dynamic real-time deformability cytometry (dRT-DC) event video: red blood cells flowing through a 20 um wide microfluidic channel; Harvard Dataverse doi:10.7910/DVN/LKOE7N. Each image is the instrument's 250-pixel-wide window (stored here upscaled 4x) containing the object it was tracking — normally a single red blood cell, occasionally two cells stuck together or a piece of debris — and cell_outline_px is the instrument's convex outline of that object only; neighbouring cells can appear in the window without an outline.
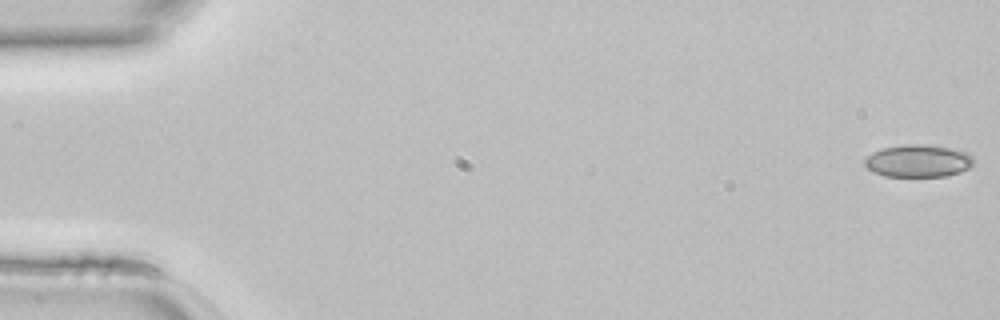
{"species": "common noctule bat (a hibernating species)", "species_latin": "Nyctalus noctula", "temperature_condition": "room temperature", "stored_images_in_passage": 46, "camera_frame_rate_fps": 3000, "um_per_image_px": 0.085, "animal": {"sex": "female", "body_mass_g": 22.7, "forearm_length_mm": 54.2}, "frame": {"image": 1, "passage_image": 1, "time_ms": 0.0, "image_size_px": [1000, 320], "cell_outline_px": [[976, 160], [968, 168], [960, 172], [944, 176], [884, 176], [872, 172], [864, 164], [864, 160], [872, 152], [884, 148], [900, 144], [928, 144], [952, 148], [968, 152]], "centroid_in_image_um": [78.06, 13.66], "position_along_channel_um": 6.9, "area_um2": 20.81}}
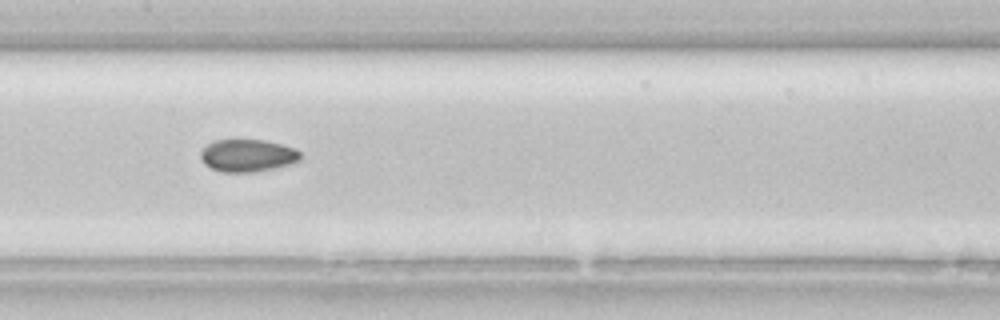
{"frame": {"image": 2, "passage_image": 23, "time_ms": 7.333, "image_size_px": [1000, 320], "cell_outline_px": [[300, 160], [288, 164], [256, 172], [224, 172], [212, 168], [204, 164], [200, 156], [200, 152], [212, 140], [264, 140], [296, 148], [300, 152]], "centroid_in_image_um": [21.03, 13.21], "position_along_channel_um": 186.4, "area_um2": 18.73}}
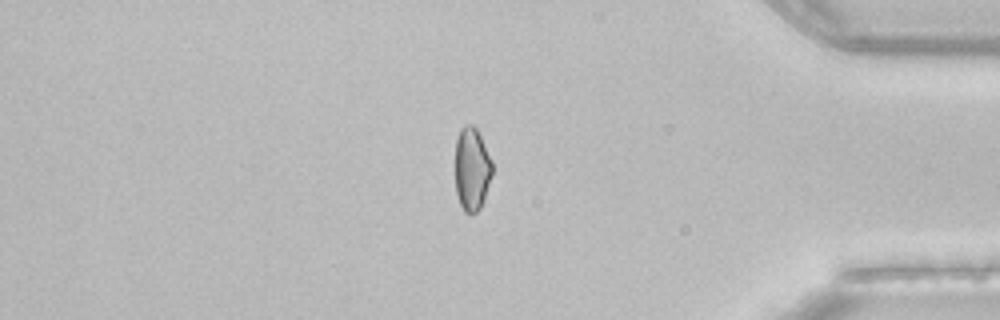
{"frame": {"image": 3, "passage_image": 39, "time_ms": 12.667, "image_size_px": [1000, 320], "cell_outline_px": [[492, 176], [480, 208], [472, 216], [464, 212], [460, 204], [456, 192], [456, 140], [460, 128], [464, 124], [472, 124], [476, 128], [492, 160]], "centroid_in_image_um": [40.11, 14.38], "position_along_channel_um": 395.1, "area_um2": 18.03}}